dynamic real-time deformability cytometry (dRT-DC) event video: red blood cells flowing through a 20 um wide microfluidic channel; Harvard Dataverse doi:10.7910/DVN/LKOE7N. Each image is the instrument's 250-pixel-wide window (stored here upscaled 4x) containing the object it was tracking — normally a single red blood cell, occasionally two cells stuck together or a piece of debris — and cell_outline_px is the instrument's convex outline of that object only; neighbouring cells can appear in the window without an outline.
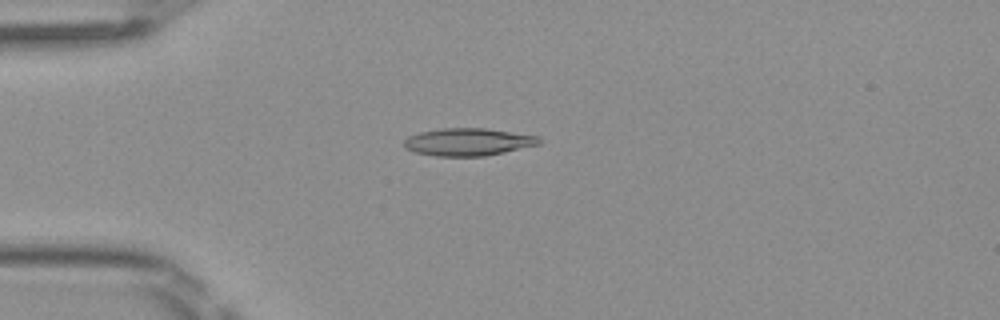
{"species": "Egyptian fruit bat (a non-hibernating species)", "species_latin": "Rousettus aegyptiacus", "temperature_condition": "room temperature", "stored_images_in_passage": 50, "camera_frame_rate_fps": 3000, "um_per_image_px": 0.085, "frame": {"image": 1, "passage_image": 13, "time_ms": 4.0, "image_size_px": [1000, 320], "cell_outline_px": [[540, 144], [504, 152], [484, 156], [436, 156], [416, 152], [404, 148], [404, 140], [408, 136], [420, 132], [440, 128], [484, 128], [540, 136]], "centroid_in_image_um": [39.77, 12.06], "position_along_channel_um": 45.2, "area_um2": 21.62}}
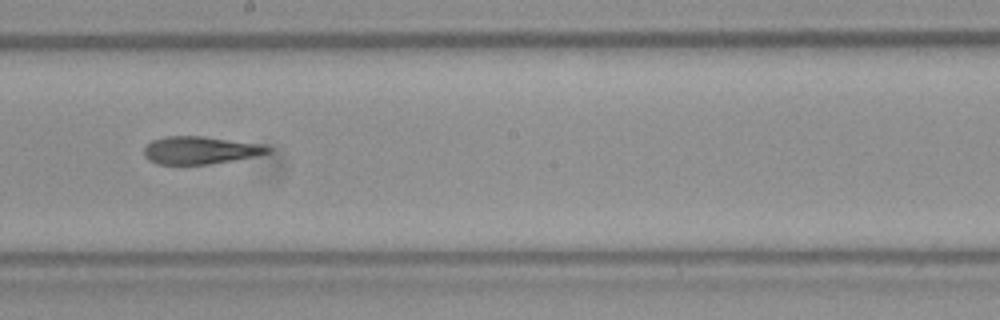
{"frame": {"image": 2, "passage_image": 28, "time_ms": 9.0, "image_size_px": [1000, 320], "cell_outline_px": [[272, 148], [268, 152], [252, 156], [232, 160], [208, 164], [156, 164], [148, 160], [144, 156], [144, 148], [152, 140], [164, 136], [204, 136], [264, 144]], "centroid_in_image_um": [16.98, 12.75], "position_along_channel_um": 231.2, "area_um2": 19.88}}
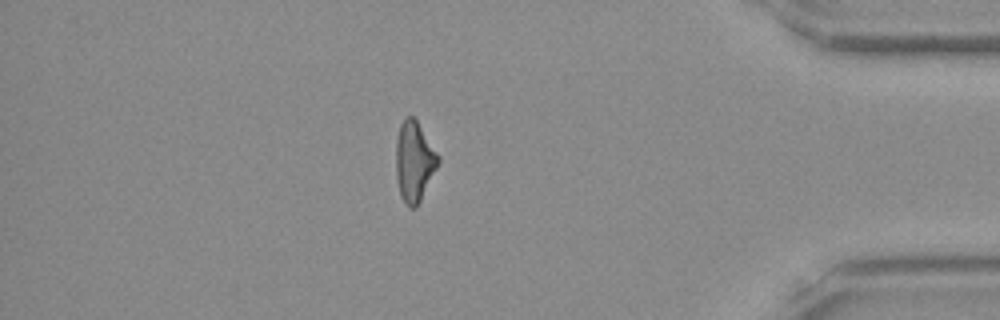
{"frame": {"image": 3, "passage_image": 43, "time_ms": 14.0, "image_size_px": [1000, 320], "cell_outline_px": [[440, 160], [416, 208], [408, 208], [404, 204], [400, 196], [396, 180], [396, 140], [400, 124], [404, 116], [412, 116], [416, 120], [440, 156]], "centroid_in_image_um": [35.18, 13.73], "position_along_channel_um": 400.0, "area_um2": 19.77}, "authors_computed_cell_mechanics": {"area_um2": 20.3745, "velocity_mm_per_s": 4.1063, "shape_relaxation_time_tau1_ms": null, "shape_relaxation_time_tau2_ms": 4.2693, "deformation_change_tau1": null, "deformation_change_tau2": 0.1534}}